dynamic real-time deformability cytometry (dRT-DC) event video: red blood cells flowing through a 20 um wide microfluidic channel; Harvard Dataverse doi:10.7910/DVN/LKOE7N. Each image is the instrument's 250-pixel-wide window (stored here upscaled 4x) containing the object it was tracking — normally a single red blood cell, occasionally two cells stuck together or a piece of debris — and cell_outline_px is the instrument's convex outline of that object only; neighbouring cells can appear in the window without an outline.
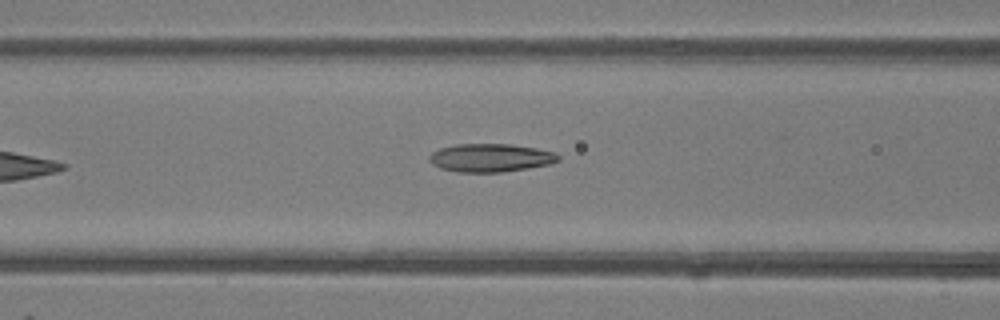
{"species": "common noctule bat (a hibernating species)", "species_latin": "Nyctalus noctula", "temperature_condition": "room temperature", "stored_images_in_passage": 7, "camera_frame_rate_fps": 3000, "um_per_image_px": 0.085, "animal": {"sex": "female"}, "frame": {"image": 1, "passage_image": 7, "time_ms": 2.0, "image_size_px": [1000, 320], "cell_outline_px": [[560, 160], [548, 164], [528, 168], [500, 172], [456, 172], [440, 168], [432, 164], [428, 160], [428, 156], [432, 152], [440, 148], [456, 144], [512, 144], [536, 148], [556, 152], [560, 156]], "centroid_in_image_um": [41.68, 13.41], "position_along_channel_um": 124.9, "area_um2": 21.33}}